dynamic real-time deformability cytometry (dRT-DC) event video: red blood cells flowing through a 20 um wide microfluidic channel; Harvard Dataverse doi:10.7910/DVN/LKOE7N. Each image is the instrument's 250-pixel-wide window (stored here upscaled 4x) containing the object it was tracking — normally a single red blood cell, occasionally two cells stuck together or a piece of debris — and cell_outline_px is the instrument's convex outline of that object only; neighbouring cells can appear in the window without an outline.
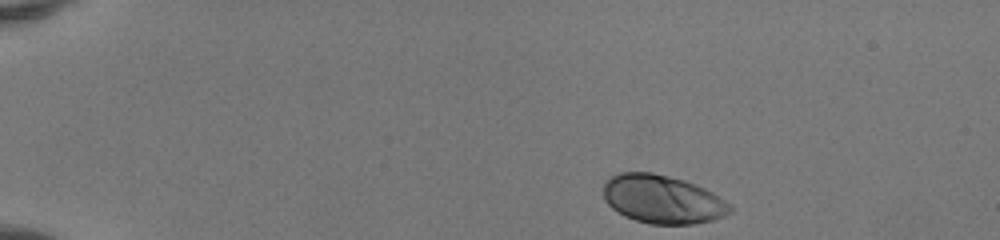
{"species": "human", "species_latin": "Homo sapiens", "temperature_condition": "room temperature", "stored_images_in_passage": 43, "camera_frame_rate_fps": 3000, "um_per_image_px": 0.085, "donor": {"sex": "female"}, "frame": {"image": 1, "passage_image": 1, "time_ms": 0.0, "image_size_px": [1000, 240], "cell_outline_px": [[732, 212], [724, 216], [712, 220], [692, 224], [652, 224], [636, 220], [624, 216], [612, 208], [604, 200], [604, 180], [620, 172], [652, 172], [684, 180], [696, 184], [712, 192], [732, 204]], "centroid_in_image_um": [56.32, 16.93], "position_along_channel_um": 28.7, "area_um2": 35.89}}
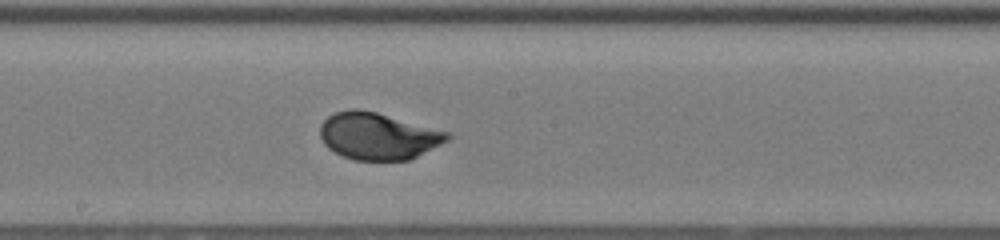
{"frame": {"image": 2, "passage_image": 22, "time_ms": 7.0, "image_size_px": [1000, 240], "cell_outline_px": [[452, 136], [448, 140], [408, 160], [352, 160], [328, 148], [324, 144], [320, 136], [320, 124], [328, 116], [336, 112], [352, 108], [356, 108], [376, 112], [448, 132]], "centroid_in_image_um": [32.09, 11.56], "position_along_channel_um": 216.1, "area_um2": 34.45}}
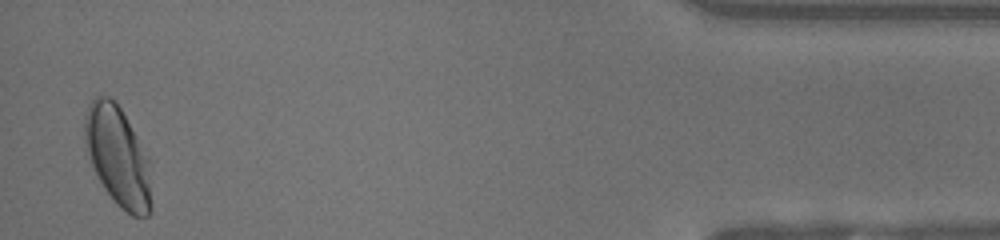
{"frame": {"image": 3, "passage_image": 42, "time_ms": 13.667, "image_size_px": [1000, 240], "cell_outline_px": [[152, 208], [148, 216], [132, 216], [116, 204], [104, 188], [88, 156], [84, 136], [84, 116], [88, 104], [96, 92], [108, 96], [120, 108], [148, 156], [152, 164]], "centroid_in_image_um": [10.05, 13.29], "position_along_channel_um": 425.2, "area_um2": 39.3}, "authors_computed_cell_mechanics": {"area_um2": 34.68, "velocity_mm_per_s": 4.1235, "shape_relaxation_time_tau1_ms": 2.825, "shape_relaxation_time_tau2_ms": null, "deformation_change_tau1": 0.1581, "deformation_change_tau2": null}}